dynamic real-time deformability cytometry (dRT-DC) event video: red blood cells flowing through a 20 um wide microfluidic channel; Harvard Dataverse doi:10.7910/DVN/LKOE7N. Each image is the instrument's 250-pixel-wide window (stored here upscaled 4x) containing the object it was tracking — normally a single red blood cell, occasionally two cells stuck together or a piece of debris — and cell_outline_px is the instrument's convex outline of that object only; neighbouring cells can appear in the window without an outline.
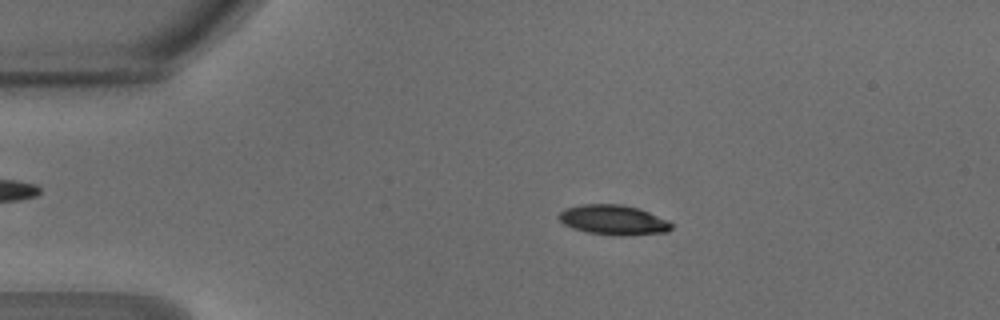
{"species": "common noctule bat (a hibernating species)", "species_latin": "Nyctalus noctula", "temperature_condition": "warm", "stored_images_in_passage": 46, "camera_frame_rate_fps": 3000, "um_per_image_px": 0.085, "animal": {"sex": "male", "body_mass_g": 18.8}, "frame": {"image": 1, "passage_image": 8, "time_ms": 2.333, "image_size_px": [1000, 320], "cell_outline_px": [[672, 228], [668, 232], [620, 236], [588, 232], [572, 228], [564, 224], [560, 220], [560, 212], [564, 208], [584, 204], [620, 204], [640, 208], [668, 220], [672, 224]], "centroid_in_image_um": [52.17, 18.69], "position_along_channel_um": 32.8, "area_um2": 19.59}}
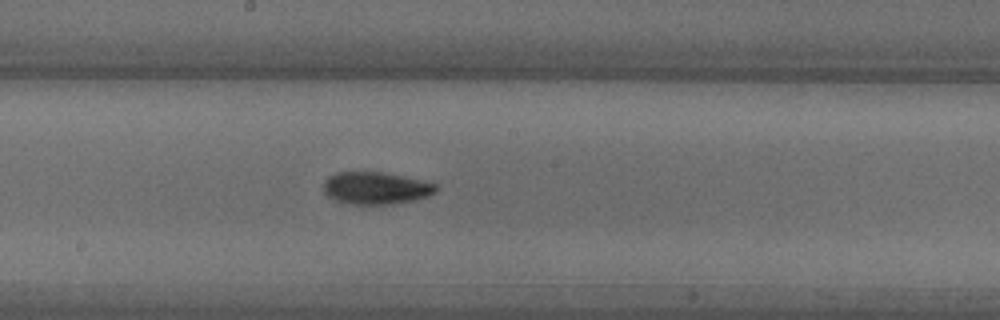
{"frame": {"image": 2, "passage_image": 24, "time_ms": 7.667, "image_size_px": [1000, 320], "cell_outline_px": [[436, 192], [428, 196], [416, 200], [392, 204], [348, 204], [336, 200], [328, 196], [324, 192], [324, 180], [328, 176], [336, 172], [380, 172], [420, 180], [436, 184]], "centroid_in_image_um": [31.92, 15.99], "position_along_channel_um": 216.3, "area_um2": 21.04}}
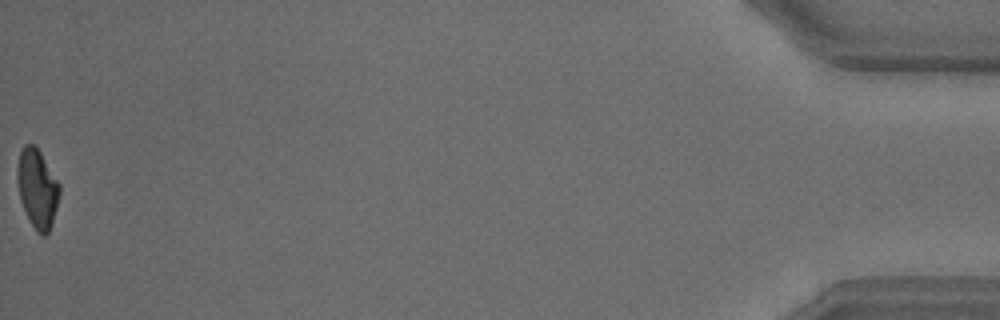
{"frame": {"image": 3, "passage_image": 46, "time_ms": 15.0, "image_size_px": [1000, 320], "cell_outline_px": [[60, 192], [56, 208], [48, 232], [44, 236], [40, 236], [36, 232], [20, 200], [16, 180], [16, 168], [20, 152], [24, 144], [32, 144], [40, 152], [60, 184]], "centroid_in_image_um": [3.15, 16.01], "position_along_channel_um": 432.1, "area_um2": 19.25}, "authors_computed_cell_mechanics": {"area_um2": 20.3167, "velocity_mm_per_s": 4.2779, "shape_relaxation_time_tau1_ms": 3.1495, "shape_relaxation_time_tau2_ms": 3.4068, "deformation_change_tau1": 0.1704, "deformation_change_tau2": 0.0929}}